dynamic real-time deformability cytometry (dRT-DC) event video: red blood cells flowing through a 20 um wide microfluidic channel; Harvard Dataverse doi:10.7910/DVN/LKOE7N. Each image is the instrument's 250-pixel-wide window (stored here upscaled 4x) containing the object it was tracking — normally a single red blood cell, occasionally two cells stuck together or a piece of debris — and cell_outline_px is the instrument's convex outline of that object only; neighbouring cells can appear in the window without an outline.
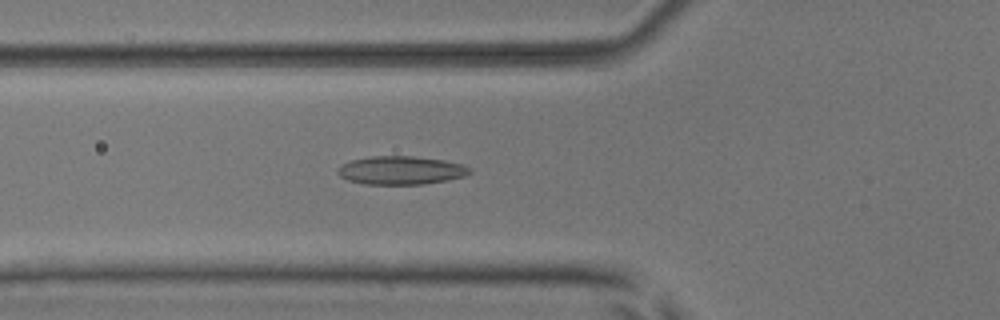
{"species": "common noctule bat (a hibernating species)", "species_latin": "Nyctalus noctula", "temperature_condition": "room temperature", "stored_images_in_passage": 53, "camera_frame_rate_fps": 3000, "um_per_image_px": 0.085, "animal": {"sex": "male", "body_mass_g": 17.9, "forearm_length_mm": 54.2}, "frame": {"image": 1, "passage_image": 20, "time_ms": 6.333, "image_size_px": [1000, 320], "cell_outline_px": [[472, 172], [464, 176], [448, 180], [424, 184], [364, 184], [348, 180], [340, 176], [336, 172], [340, 164], [352, 160], [372, 156], [412, 156], [444, 160], [460, 164], [472, 168]], "centroid_in_image_um": [34.07, 14.48], "position_along_channel_um": 91.7, "area_um2": 21.85}}
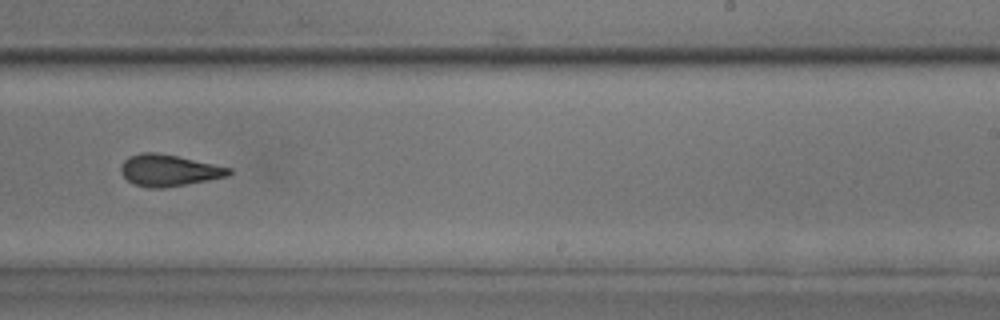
{"frame": {"image": 2, "passage_image": 34, "time_ms": 11.0, "image_size_px": [1000, 320], "cell_outline_px": [[232, 172], [228, 176], [208, 180], [164, 188], [148, 188], [132, 184], [120, 172], [120, 164], [128, 156], [140, 152], [156, 152], [176, 156], [232, 168]], "centroid_in_image_um": [14.3, 14.48], "position_along_channel_um": 274.7, "area_um2": 19.94}}
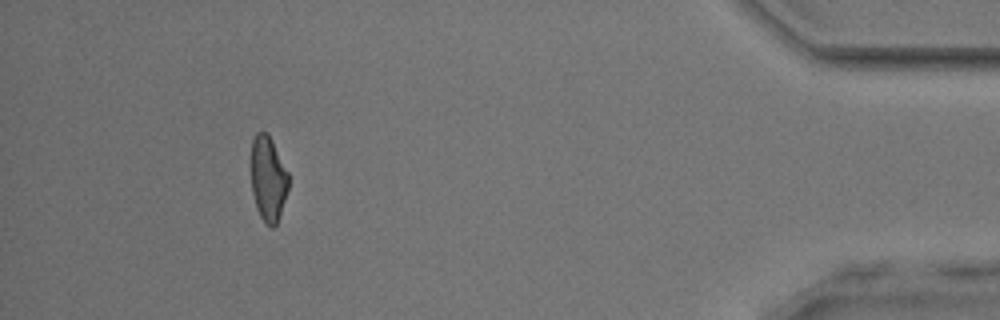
{"frame": {"image": 3, "passage_image": 49, "time_ms": 16.0, "image_size_px": [1000, 320], "cell_outline_px": [[288, 188], [276, 224], [272, 228], [264, 224], [256, 208], [252, 192], [252, 140], [256, 132], [268, 132], [288, 172]], "centroid_in_image_um": [22.78, 15.19], "position_along_channel_um": 412.4, "area_um2": 18.38}, "authors_computed_cell_mechanics": {"area_um2": 20.2878, "velocity_mm_per_s": 3.9243, "shape_relaxation_time_tau1_ms": null, "shape_relaxation_time_tau2_ms": 2.2324, "deformation_change_tau1": null, "deformation_change_tau2": 0.0999}}